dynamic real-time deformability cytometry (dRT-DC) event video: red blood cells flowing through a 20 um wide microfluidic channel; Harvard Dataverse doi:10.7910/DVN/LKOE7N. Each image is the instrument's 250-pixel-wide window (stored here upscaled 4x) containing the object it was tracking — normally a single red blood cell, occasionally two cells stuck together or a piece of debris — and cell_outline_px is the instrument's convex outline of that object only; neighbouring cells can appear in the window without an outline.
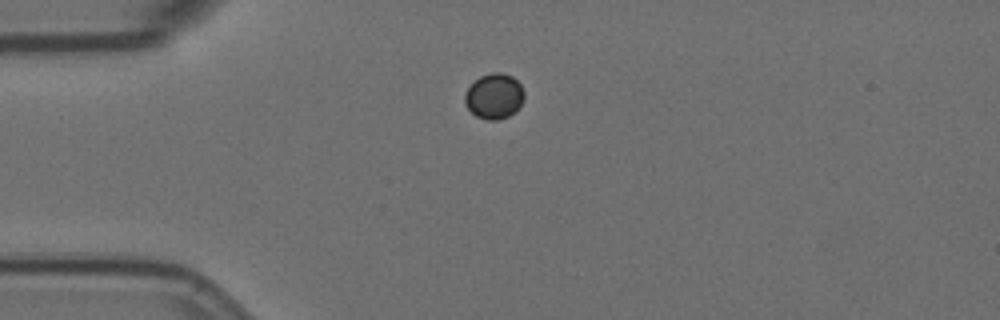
{"species": "Egyptian fruit bat (a non-hibernating species)", "species_latin": "Rousettus aegyptiacus", "temperature_condition": "room temperature", "stored_images_in_passage": 44, "camera_frame_rate_fps": 3000, "um_per_image_px": 0.085, "animal": {"sex": "female"}, "frame": {"image": 1, "passage_image": 1, "time_ms": 0.0, "image_size_px": [1000, 320], "cell_outline_px": [[524, 100], [516, 112], [508, 116], [496, 120], [488, 120], [476, 116], [464, 104], [464, 96], [468, 88], [480, 76], [492, 72], [504, 72], [512, 76], [520, 84], [524, 92]], "centroid_in_image_um": [42.02, 8.17], "position_along_channel_um": 43.0, "area_um2": 15.78}}
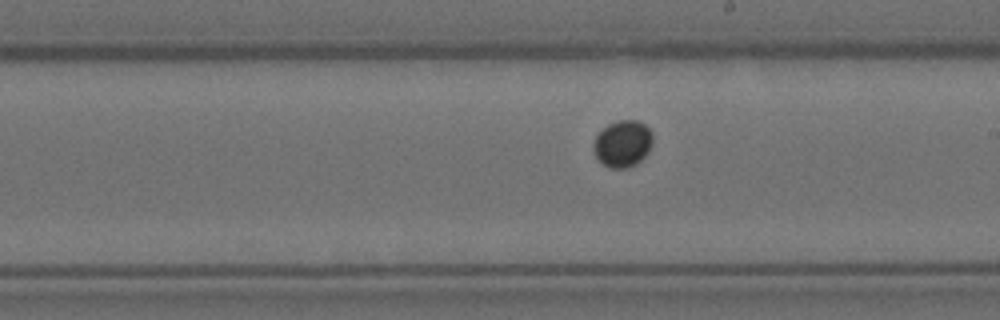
{"frame": {"image": 2, "passage_image": 19, "time_ms": 6.0, "image_size_px": [1000, 320], "cell_outline_px": [[652, 144], [648, 152], [636, 164], [628, 168], [608, 168], [596, 156], [592, 148], [592, 144], [596, 136], [608, 124], [620, 120], [636, 120], [644, 124], [652, 132]], "centroid_in_image_um": [52.92, 12.22], "position_along_channel_um": 236.1, "area_um2": 16.07}}
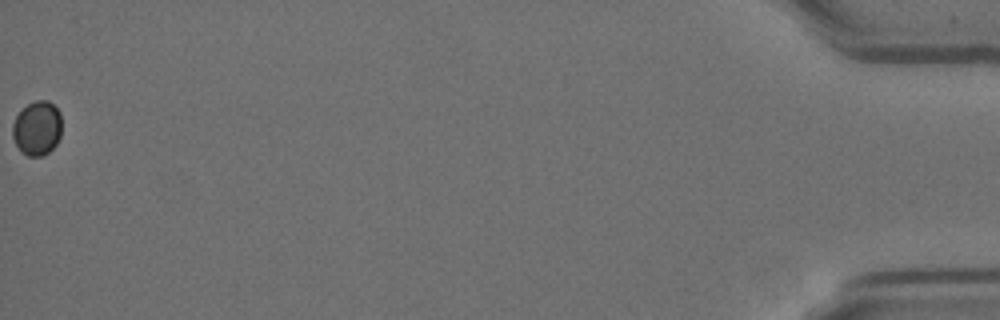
{"frame": {"image": 3, "passage_image": 44, "time_ms": 14.333, "image_size_px": [1000, 320], "cell_outline_px": [[60, 136], [56, 144], [44, 156], [28, 156], [20, 152], [12, 136], [12, 124], [16, 116], [28, 104], [36, 100], [48, 100], [60, 112]], "centroid_in_image_um": [3.13, 10.91], "position_along_channel_um": 432.1, "area_um2": 15.55}}